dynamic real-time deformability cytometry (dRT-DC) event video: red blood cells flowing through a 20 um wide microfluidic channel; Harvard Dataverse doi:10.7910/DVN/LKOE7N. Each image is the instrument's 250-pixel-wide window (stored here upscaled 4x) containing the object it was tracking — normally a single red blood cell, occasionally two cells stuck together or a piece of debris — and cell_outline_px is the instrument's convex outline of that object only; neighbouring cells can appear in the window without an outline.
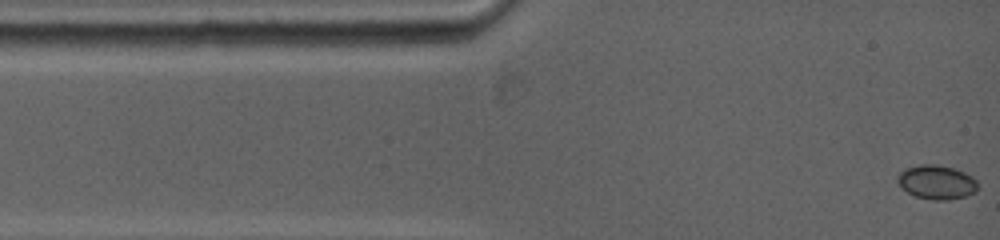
{"species": "common noctule bat (a hibernating species)", "species_latin": "Nyctalus noctula", "temperature_condition": "warm", "stored_images_in_passage": 39, "camera_frame_rate_fps": 5000, "um_per_image_px": 0.085, "animal": {"sex": "female", "body_mass_g": 19.0, "forearm_length_mm": 53.3}, "frame": {"image": 1, "passage_image": 1, "time_ms": 0.0, "image_size_px": [1000, 240], "cell_outline_px": [[976, 192], [968, 196], [948, 200], [932, 200], [916, 196], [900, 188], [896, 180], [896, 176], [904, 168], [920, 164], [936, 164], [952, 168], [964, 172], [972, 176], [976, 180]], "centroid_in_image_um": [79.58, 15.48], "position_along_channel_um": 5.4, "area_um2": 16.13}}
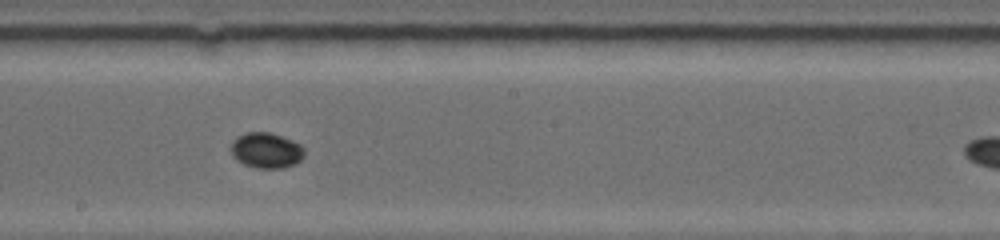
{"frame": {"image": 2, "passage_image": 19, "time_ms": 7.0, "image_size_px": [1000, 240], "cell_outline_px": [[304, 156], [300, 160], [284, 168], [256, 168], [244, 164], [236, 160], [232, 156], [232, 140], [236, 136], [248, 132], [268, 132], [292, 140], [300, 144], [304, 148]], "centroid_in_image_um": [22.61, 12.78], "position_along_channel_um": 225.6, "area_um2": 15.14}}
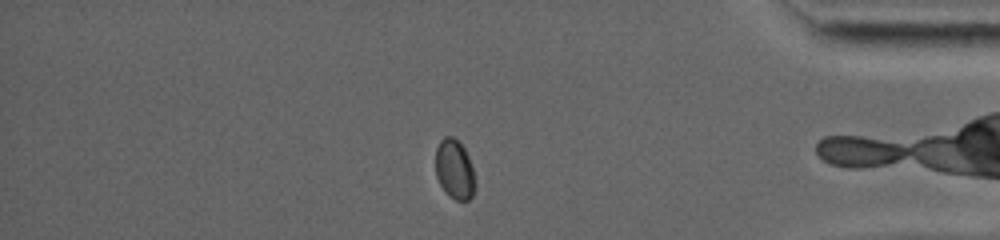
{"frame": {"image": 3, "passage_image": 32, "time_ms": 12.2, "image_size_px": [1000, 240], "cell_outline_px": [[472, 196], [468, 200], [456, 200], [448, 196], [444, 192], [436, 176], [436, 148], [440, 140], [444, 136], [452, 136], [464, 148], [468, 156], [472, 168]], "centroid_in_image_um": [38.58, 14.38], "position_along_channel_um": 396.6, "area_um2": 13.35}}